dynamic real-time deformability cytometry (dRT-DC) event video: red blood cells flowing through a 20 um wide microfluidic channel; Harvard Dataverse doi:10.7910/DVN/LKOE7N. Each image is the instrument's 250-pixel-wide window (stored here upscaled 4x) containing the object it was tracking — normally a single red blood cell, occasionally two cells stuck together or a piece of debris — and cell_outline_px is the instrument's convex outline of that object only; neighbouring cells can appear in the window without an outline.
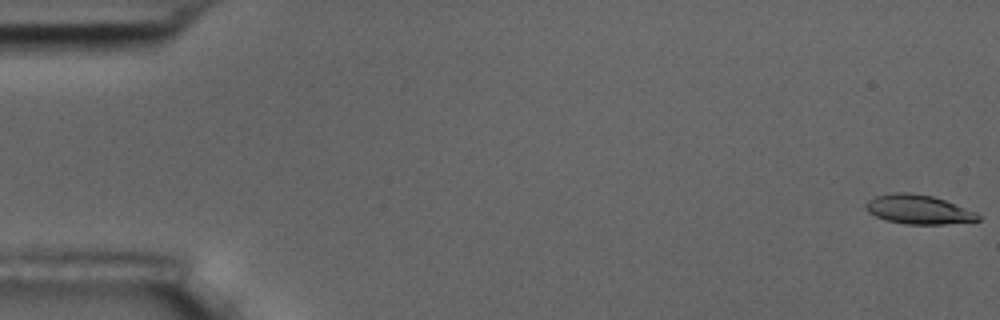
{"species": "common noctule bat (a hibernating species)", "species_latin": "Nyctalus noctula", "temperature_condition": "room temperature", "stored_images_in_passage": 56, "camera_frame_rate_fps": 3000, "um_per_image_px": 0.085, "animal": {"sex": "male", "body_mass_g": 17.5, "forearm_length_mm": 52.3}, "frame": {"image": 1, "passage_image": 1, "time_ms": 0.0, "image_size_px": [1000, 320], "cell_outline_px": [[980, 220], [944, 224], [904, 224], [888, 220], [876, 216], [868, 212], [864, 204], [868, 200], [876, 196], [896, 192], [908, 192], [932, 196], [944, 200], [976, 212], [980, 216]], "centroid_in_image_um": [78.05, 17.8], "position_along_channel_um": 7.0, "area_um2": 18.84}}
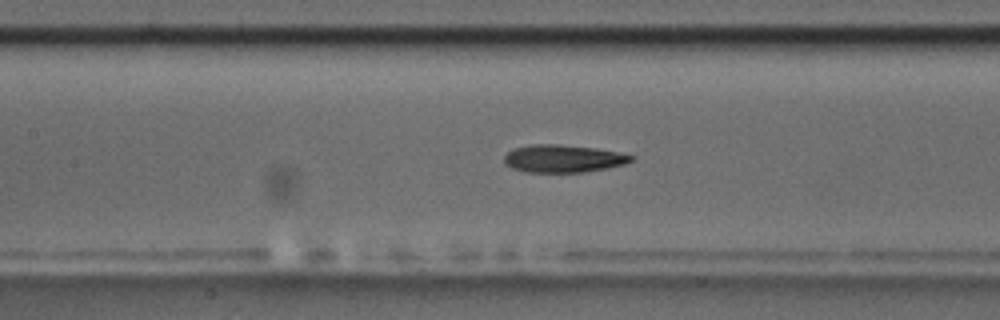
{"frame": {"image": 2, "passage_image": 26, "time_ms": 8.333, "image_size_px": [1000, 320], "cell_outline_px": [[636, 156], [632, 160], [624, 164], [608, 168], [584, 172], [528, 172], [512, 168], [504, 164], [504, 156], [508, 152], [516, 148], [532, 144], [556, 144], [596, 148]], "centroid_in_image_um": [47.86, 13.48], "position_along_channel_um": 159.5, "area_um2": 20.35}}
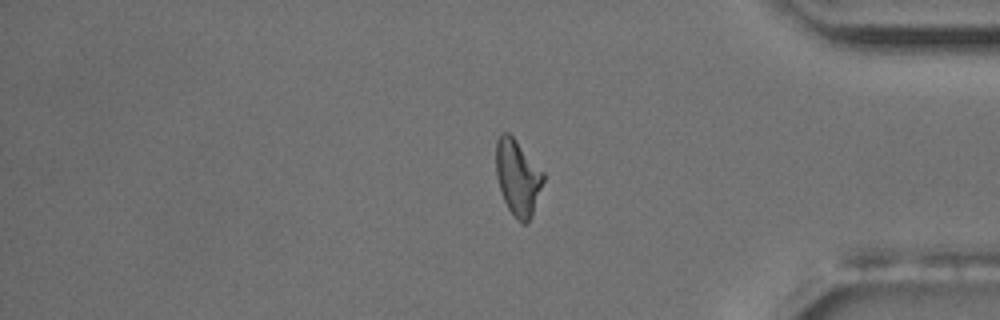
{"frame": {"image": 3, "passage_image": 47, "time_ms": 15.333, "image_size_px": [1000, 320], "cell_outline_px": [[544, 180], [532, 216], [524, 224], [516, 220], [508, 208], [504, 200], [496, 176], [496, 140], [500, 132], [508, 132], [516, 140], [544, 172]], "centroid_in_image_um": [44.0, 15.07], "position_along_channel_um": 391.2, "area_um2": 20.87}, "authors_computed_cell_mechanics": {"area_um2": 19.9988, "velocity_mm_per_s": 3.6305, "shape_relaxation_time_tau1_ms": 6.016, "shape_relaxation_time_tau2_ms": 5.5932, "deformation_change_tau1": 0.1719, "deformation_change_tau2": 0.1532}}